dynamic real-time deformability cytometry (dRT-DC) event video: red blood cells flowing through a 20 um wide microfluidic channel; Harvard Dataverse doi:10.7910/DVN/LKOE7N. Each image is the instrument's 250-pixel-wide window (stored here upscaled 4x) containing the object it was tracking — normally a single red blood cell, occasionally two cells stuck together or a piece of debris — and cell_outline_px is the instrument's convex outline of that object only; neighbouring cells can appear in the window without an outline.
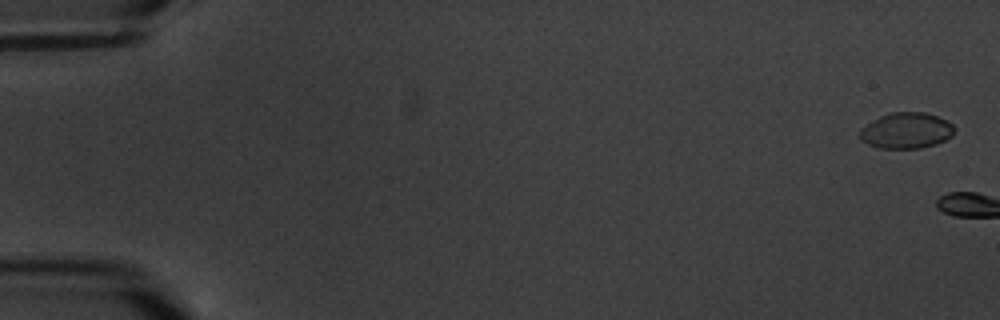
{"species": "common noctule bat (a hibernating species)", "species_latin": "Nyctalus noctula", "temperature_condition": "warm", "stored_images_in_passage": 8, "camera_frame_rate_fps": 3000, "um_per_image_px": 0.085, "animal": {"sex": "male", "body_mass_g": 20.1, "forearm_length_mm": 53.5}, "frame": {"image": 1, "passage_image": 1, "time_ms": 0.0, "image_size_px": [1000, 320], "cell_outline_px": [[956, 128], [952, 136], [936, 144], [920, 148], [880, 148], [868, 144], [860, 140], [860, 128], [880, 116], [888, 112], [928, 112], [948, 120]], "centroid_in_image_um": [77.06, 11.08], "position_along_channel_um": 7.9, "area_um2": 20.0}}